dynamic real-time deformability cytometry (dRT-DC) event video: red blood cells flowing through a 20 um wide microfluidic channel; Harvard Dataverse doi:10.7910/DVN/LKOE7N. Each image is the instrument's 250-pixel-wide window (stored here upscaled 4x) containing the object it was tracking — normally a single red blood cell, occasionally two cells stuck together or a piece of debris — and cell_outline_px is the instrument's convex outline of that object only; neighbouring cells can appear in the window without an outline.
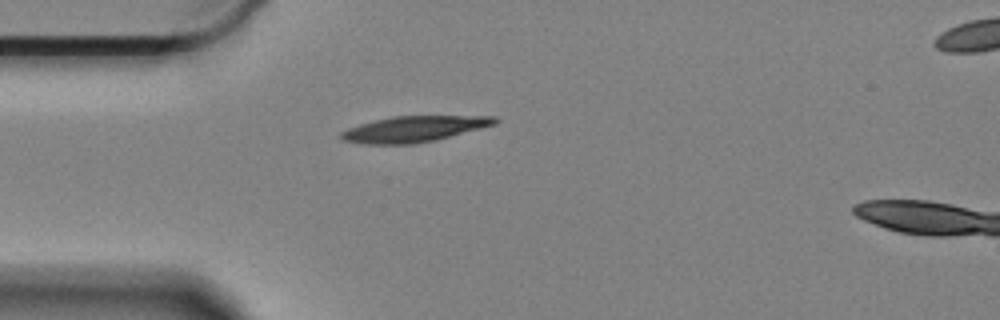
{"species": "Egyptian fruit bat (a non-hibernating species)", "species_latin": "Rousettus aegyptiacus", "temperature_condition": "cold", "stored_images_in_passage": 31, "camera_frame_rate_fps": 3000, "um_per_image_px": 0.085, "animal": {"sex": "female"}, "frame": {"image": 1, "passage_image": 1, "time_ms": 0.0, "image_size_px": [1000, 320], "cell_outline_px": [[500, 120], [496, 124], [436, 140], [412, 144], [368, 144], [344, 140], [340, 136], [340, 132], [348, 128], [360, 124], [392, 116], [496, 116]], "centroid_in_image_um": [35.22, 10.96], "position_along_channel_um": 49.8, "area_um2": 23.0}}
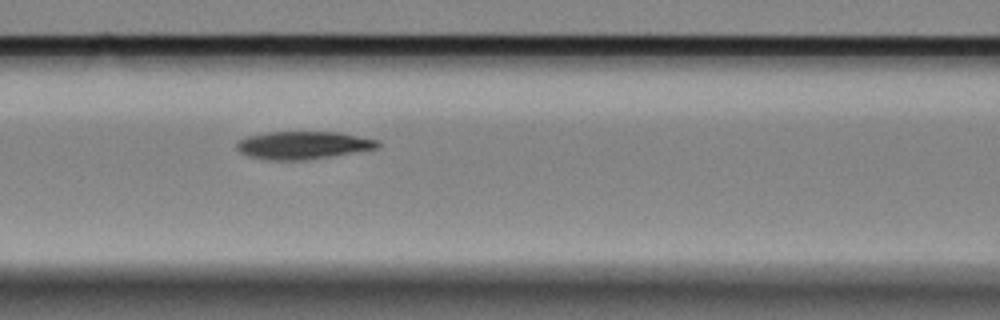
{"frame": {"image": 2, "passage_image": 10, "time_ms": 3.0, "image_size_px": [1000, 320], "cell_outline_px": [[380, 144], [376, 148], [332, 156], [304, 160], [268, 160], [248, 156], [240, 152], [236, 148], [236, 144], [240, 140], [248, 136], [268, 132], [340, 132], [380, 140]], "centroid_in_image_um": [25.76, 12.34], "position_along_channel_um": 140.8, "area_um2": 22.77}}
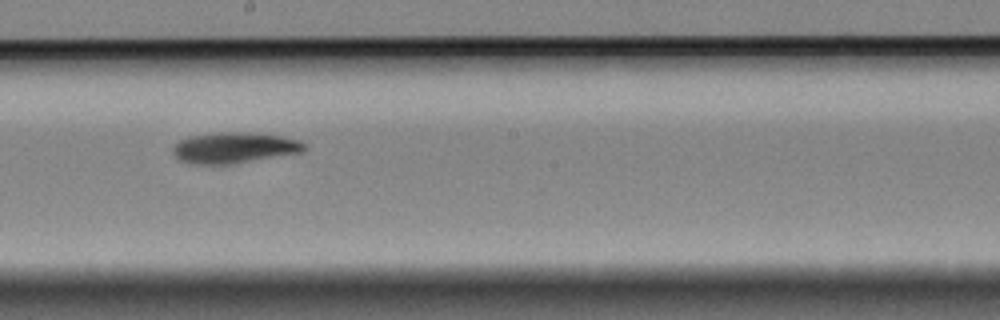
{"frame": {"image": 3, "passage_image": 18, "time_ms": 5.667, "image_size_px": [1000, 320], "cell_outline_px": [[308, 148], [304, 152], [232, 164], [192, 164], [180, 160], [172, 152], [172, 148], [180, 140], [188, 136], [216, 132], [252, 132], [280, 136], [300, 140], [308, 144]], "centroid_in_image_um": [19.96, 12.55], "position_along_channel_um": 228.2, "area_um2": 23.99}}